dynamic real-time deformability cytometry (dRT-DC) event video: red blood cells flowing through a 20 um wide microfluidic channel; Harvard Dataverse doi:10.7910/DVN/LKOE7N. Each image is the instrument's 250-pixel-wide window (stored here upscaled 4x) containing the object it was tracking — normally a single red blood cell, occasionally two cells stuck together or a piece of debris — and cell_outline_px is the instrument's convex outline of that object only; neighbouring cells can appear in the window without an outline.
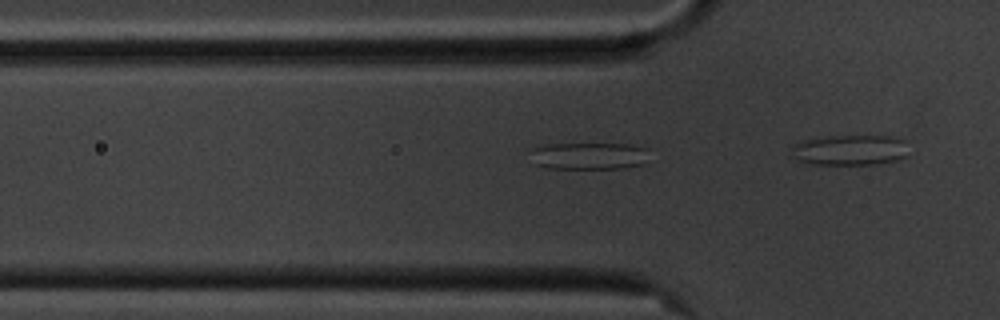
{"species": "common noctule bat (a hibernating species)", "species_latin": "Nyctalus noctula", "temperature_condition": "cold", "stored_images_in_passage": 18, "segment_of_instrument_passage": [1, 2], "camera_frame_rate_fps": 3000, "um_per_image_px": 0.085, "animal": {"sex": "male", "body_mass_g": 20.1, "forearm_length_mm": 53.5}, "frame": {"image": 1, "passage_image": 16, "time_ms": 5.0, "image_size_px": [1000, 320], "cell_outline_px": [[648, 148], [644, 164], [624, 168], [548, 168], [536, 164], [532, 148], [548, 144], [628, 144]], "centroid_in_image_um": [50.11, 13.25], "position_along_channel_um": 75.7, "area_um2": 18.44}}